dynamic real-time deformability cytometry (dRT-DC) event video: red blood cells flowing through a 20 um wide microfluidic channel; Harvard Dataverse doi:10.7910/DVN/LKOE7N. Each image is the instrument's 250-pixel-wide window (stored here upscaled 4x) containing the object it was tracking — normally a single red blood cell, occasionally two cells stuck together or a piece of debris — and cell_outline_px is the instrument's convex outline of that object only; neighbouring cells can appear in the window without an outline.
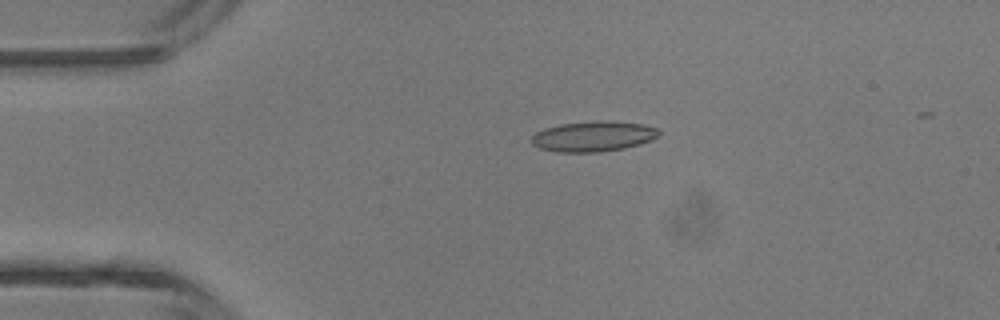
{"species": "common noctule bat (a hibernating species)", "species_latin": "Nyctalus noctula", "temperature_condition": "room temperature", "stored_images_in_passage": 5, "camera_frame_rate_fps": 3000, "um_per_image_px": 0.085, "animal": {"sex": "male", "body_mass_g": 13.3}, "frame": {"image": 1, "passage_image": 3, "time_ms": 2.667, "image_size_px": [1000, 320], "cell_outline_px": [[660, 136], [652, 140], [640, 144], [624, 148], [600, 152], [560, 152], [540, 148], [532, 144], [532, 136], [536, 132], [544, 128], [560, 124], [600, 120], [640, 124], [656, 128], [660, 132]], "centroid_in_image_um": [50.43, 11.59], "position_along_channel_um": 34.6, "area_um2": 22.43}}